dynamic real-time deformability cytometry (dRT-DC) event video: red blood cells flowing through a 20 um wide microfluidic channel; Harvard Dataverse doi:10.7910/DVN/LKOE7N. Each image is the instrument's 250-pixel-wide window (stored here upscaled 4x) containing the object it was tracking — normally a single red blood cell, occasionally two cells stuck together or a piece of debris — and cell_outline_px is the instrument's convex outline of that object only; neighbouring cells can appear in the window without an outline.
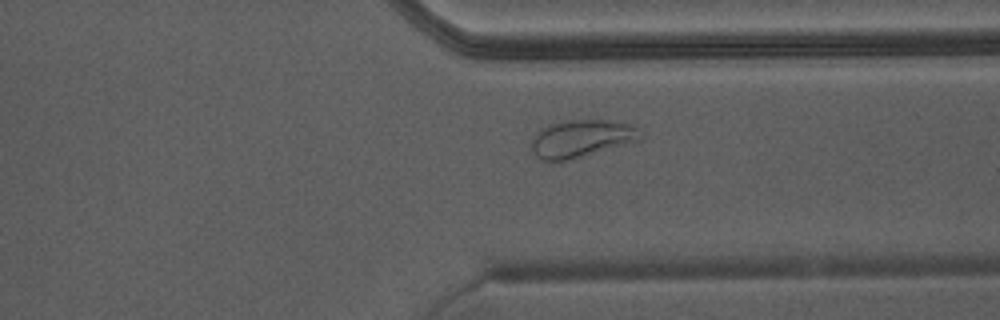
{"species": "Egyptian fruit bat (a non-hibernating species)", "species_latin": "Rousettus aegyptiacus", "temperature_condition": "warm", "stored_images_in_passage": 25, "camera_frame_rate_fps": 3000, "um_per_image_px": 0.085, "animal": {"sex": "male"}, "frame": {"image": 1, "passage_image": 22, "time_ms": 7.0, "image_size_px": [1000, 320], "cell_outline_px": [[640, 136], [632, 140], [568, 160], [544, 160], [536, 156], [532, 152], [532, 140], [536, 132], [552, 124], [568, 120], [604, 120], [628, 124], [636, 128]], "centroid_in_image_um": [49.28, 11.76], "position_along_channel_um": 362.1, "area_um2": 22.37}}